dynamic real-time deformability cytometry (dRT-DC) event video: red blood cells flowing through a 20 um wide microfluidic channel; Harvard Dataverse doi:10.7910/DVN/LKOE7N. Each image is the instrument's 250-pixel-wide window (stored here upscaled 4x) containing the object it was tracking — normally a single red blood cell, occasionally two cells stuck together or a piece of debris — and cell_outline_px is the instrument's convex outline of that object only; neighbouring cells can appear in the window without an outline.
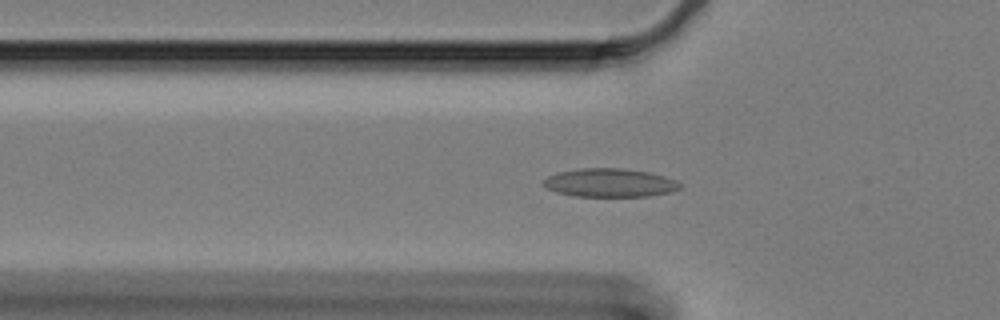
{"species": "Egyptian fruit bat (a non-hibernating species)", "species_latin": "Rousettus aegyptiacus", "temperature_condition": "cold", "stored_images_in_passage": 63, "camera_frame_rate_fps": 3000, "um_per_image_px": 0.085, "animal": {"sex": "female"}, "frame": {"image": 1, "passage_image": 22, "time_ms": 7.0, "image_size_px": [1000, 320], "cell_outline_px": [[680, 188], [672, 192], [648, 196], [572, 196], [556, 192], [540, 184], [548, 176], [556, 172], [580, 168], [620, 168], [648, 172], [664, 176], [676, 180], [680, 184]], "centroid_in_image_um": [51.8, 15.53], "position_along_channel_um": 74.0, "area_um2": 22.72}}
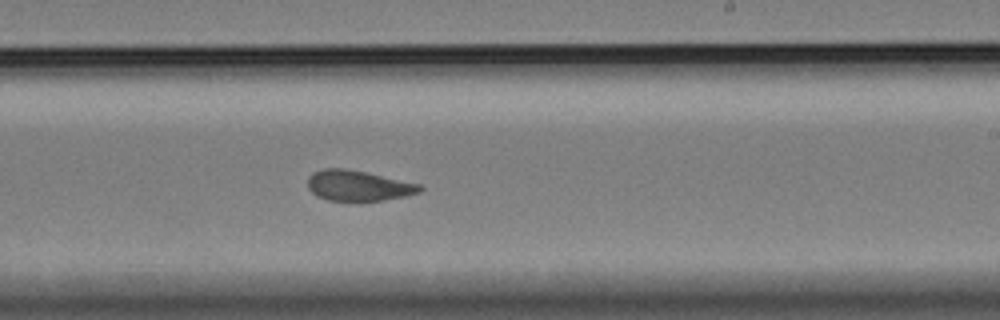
{"frame": {"image": 2, "passage_image": 39, "time_ms": 12.667, "image_size_px": [1000, 320], "cell_outline_px": [[424, 188], [420, 192], [404, 196], [384, 200], [360, 204], [328, 200], [316, 196], [308, 188], [308, 176], [312, 172], [324, 168], [344, 168], [364, 172], [420, 184]], "centroid_in_image_um": [30.42, 15.82], "position_along_channel_um": 258.6, "area_um2": 20.52}}
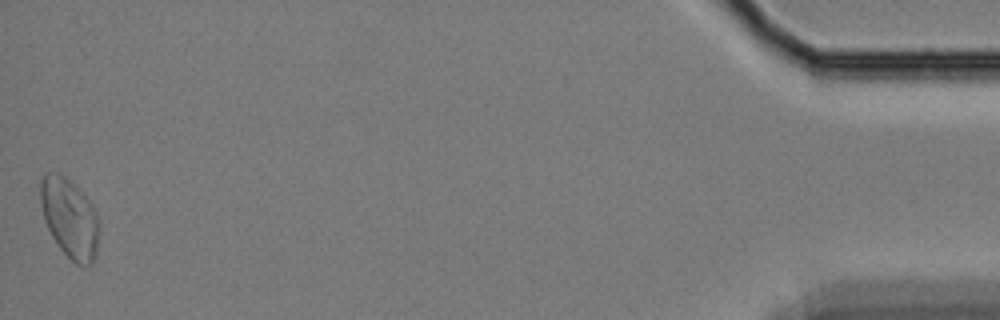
{"frame": {"image": 3, "passage_image": 63, "time_ms": 20.667, "image_size_px": [1000, 320], "cell_outline_px": [[100, 232], [96, 256], [92, 264], [76, 264], [60, 248], [52, 236], [44, 220], [40, 204], [40, 180], [48, 172], [60, 172], [76, 184], [92, 204], [100, 220]], "centroid_in_image_um": [5.95, 18.5], "position_along_channel_um": 429.3, "area_um2": 27.63}, "authors_computed_cell_mechanics": {"area_um2": 21.9062, "velocity_mm_per_s": 3.2499, "shape_relaxation_time_tau1_ms": null, "shape_relaxation_time_tau2_ms": 2.5834, "deformation_change_tau1": null, "deformation_change_tau2": 0.0769}}